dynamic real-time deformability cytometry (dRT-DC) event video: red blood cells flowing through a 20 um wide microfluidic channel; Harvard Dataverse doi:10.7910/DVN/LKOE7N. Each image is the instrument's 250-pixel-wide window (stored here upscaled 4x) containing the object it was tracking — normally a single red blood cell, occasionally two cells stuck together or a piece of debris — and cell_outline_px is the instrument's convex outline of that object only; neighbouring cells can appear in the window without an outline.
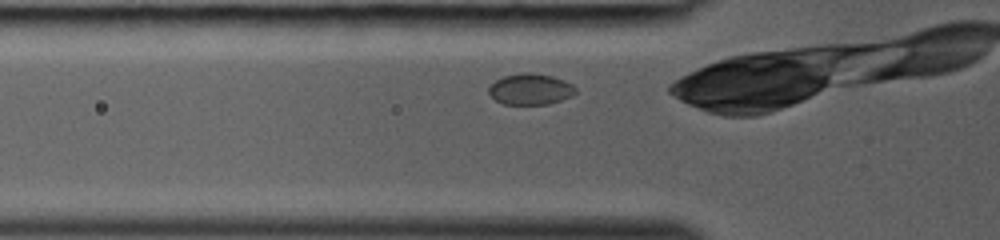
{"species": "common noctule bat (a hibernating species)", "species_latin": "Nyctalus noctula", "temperature_condition": "room temperature", "stored_images_in_passage": 6, "camera_frame_rate_fps": 3000, "um_per_image_px": 0.085, "animal": {"sex": "female", "body_mass_g": 19.0, "forearm_length_mm": 53.3}, "frame": {"image": 1, "passage_image": 2, "time_ms": 0.333, "image_size_px": [1000, 240], "cell_outline_px": [[576, 92], [572, 96], [548, 104], [504, 104], [496, 100], [488, 92], [488, 88], [496, 80], [504, 76], [524, 72], [532, 72], [552, 76], [564, 80], [572, 84], [576, 88]], "centroid_in_image_um": [45.1, 7.57], "position_along_channel_um": 80.7, "area_um2": 15.66}}